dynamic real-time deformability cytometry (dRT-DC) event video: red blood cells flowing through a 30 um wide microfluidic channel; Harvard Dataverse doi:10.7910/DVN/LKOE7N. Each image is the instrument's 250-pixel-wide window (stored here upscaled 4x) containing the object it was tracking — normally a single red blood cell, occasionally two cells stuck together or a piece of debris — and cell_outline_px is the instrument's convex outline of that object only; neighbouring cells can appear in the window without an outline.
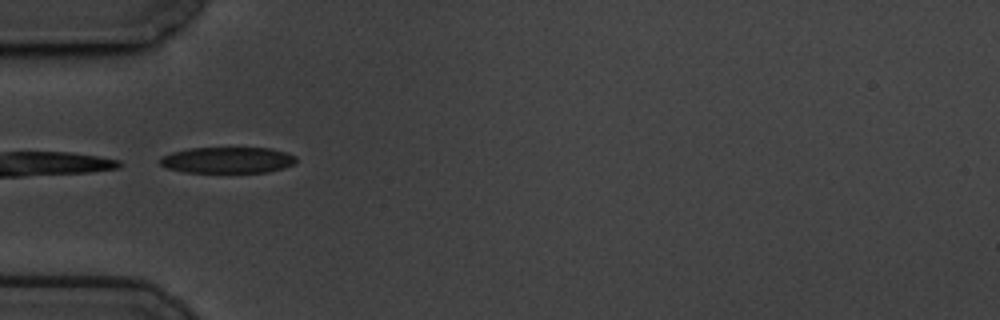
{"species": "common noctule bat (a hibernating species)", "species_latin": "Nyctalus noctula", "temperature_condition": "cold", "stored_images_in_passage": 6, "camera_frame_rate_fps": 3000, "um_per_image_px": 0.085, "animal": {"sex": "male", "body_mass_g": 19.5, "forearm_length_mm": 54.6}, "frame": {"image": 1, "passage_image": 5, "time_ms": 1.333, "image_size_px": [1000, 320], "cell_outline_px": [[296, 164], [284, 168], [268, 172], [184, 172], [168, 168], [160, 164], [160, 156], [172, 152], [188, 148], [272, 148], [296, 156]], "centroid_in_image_um": [19.35, 13.6], "position_along_channel_um": 65.6, "area_um2": 20.81}}
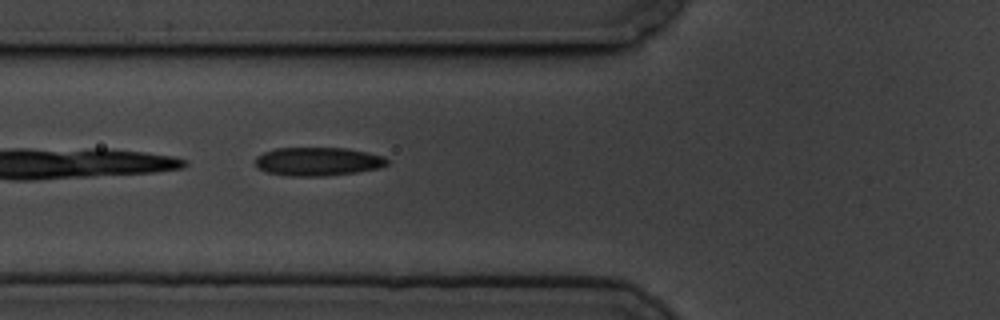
{"frame": {"image": 2, "passage_image": 6, "time_ms": 1.667, "image_size_px": [1000, 320], "cell_outline_px": [[388, 164], [380, 168], [356, 172], [324, 176], [292, 176], [268, 172], [260, 168], [256, 164], [256, 156], [264, 152], [276, 148], [348, 148], [384, 156], [388, 160]], "centroid_in_image_um": [27.05, 13.72], "position_along_channel_um": 98.7, "area_um2": 21.79}}